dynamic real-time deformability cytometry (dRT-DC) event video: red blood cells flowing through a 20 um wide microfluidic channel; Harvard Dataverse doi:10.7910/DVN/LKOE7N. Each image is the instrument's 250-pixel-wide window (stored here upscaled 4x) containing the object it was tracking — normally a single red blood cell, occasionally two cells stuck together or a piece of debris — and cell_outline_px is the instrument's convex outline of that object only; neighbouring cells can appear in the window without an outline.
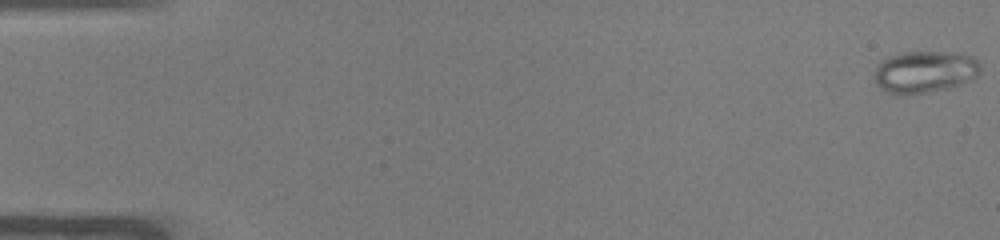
{"species": "common noctule bat (a hibernating species)", "species_latin": "Nyctalus noctula", "temperature_condition": "warm", "stored_images_in_passage": 15, "camera_frame_rate_fps": 3000, "um_per_image_px": 0.085, "animal": {"sex": "male", "body_mass_g": 19.0, "forearm_length_mm": 50.8}, "frame": {"image": 1, "passage_image": 1, "time_ms": 0.0, "image_size_px": [1000, 240], "cell_outline_px": [[980, 72], [972, 80], [948, 88], [900, 96], [896, 96], [880, 88], [876, 84], [876, 68], [880, 60], [888, 56], [904, 52], [944, 52], [972, 56], [980, 64]], "centroid_in_image_um": [78.58, 6.11], "position_along_channel_um": 6.4, "area_um2": 25.89}}